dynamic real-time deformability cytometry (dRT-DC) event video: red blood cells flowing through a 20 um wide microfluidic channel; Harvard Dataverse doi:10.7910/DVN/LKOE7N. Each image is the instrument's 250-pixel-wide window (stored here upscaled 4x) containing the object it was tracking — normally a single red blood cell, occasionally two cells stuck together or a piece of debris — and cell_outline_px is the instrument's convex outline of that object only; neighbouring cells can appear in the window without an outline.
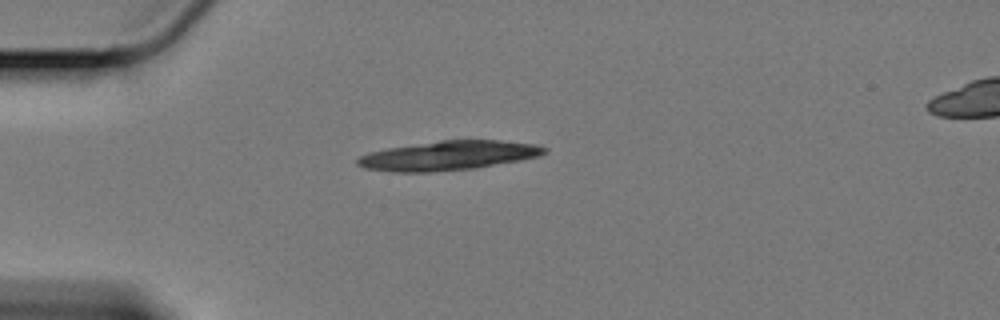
{"species": "Egyptian fruit bat (a non-hibernating species)", "species_latin": "Rousettus aegyptiacus", "temperature_condition": "cold", "stored_images_in_passage": 15, "camera_frame_rate_fps": 3000, "um_per_image_px": 0.085, "animal": {"sex": "female"}, "frame": {"image": 1, "passage_image": 1, "time_ms": 0.0, "image_size_px": [1000, 320], "cell_outline_px": [[548, 152], [540, 156], [520, 160], [472, 168], [432, 172], [392, 172], [364, 168], [356, 164], [356, 160], [360, 156], [368, 152], [388, 148], [440, 140], [500, 140], [540, 144], [548, 148]], "centroid_in_image_um": [38.14, 13.21], "position_along_channel_um": 46.9, "area_um2": 32.02}}